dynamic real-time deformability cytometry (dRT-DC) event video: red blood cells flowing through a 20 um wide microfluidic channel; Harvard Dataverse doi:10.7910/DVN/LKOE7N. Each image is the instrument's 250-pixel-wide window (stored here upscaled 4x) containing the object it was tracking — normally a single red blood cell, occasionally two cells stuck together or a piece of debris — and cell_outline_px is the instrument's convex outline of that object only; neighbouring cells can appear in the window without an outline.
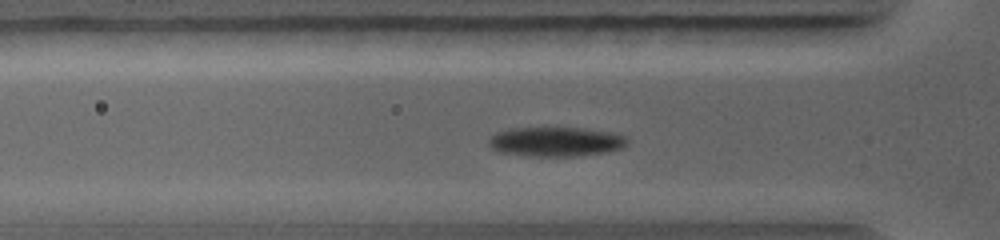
{"species": "common noctule bat (a hibernating species)", "species_latin": "Nyctalus noctula", "temperature_condition": "warm", "stored_images_in_passage": 27, "camera_frame_rate_fps": 5000, "um_per_image_px": 0.085, "animal": {"sex": "female", "body_mass_g": 19.0, "forearm_length_mm": 56.7}, "frame": {"image": 1, "passage_image": 7, "time_ms": 2.6, "image_size_px": [1000, 240], "cell_outline_px": [[628, 144], [624, 148], [604, 152], [580, 156], [528, 156], [496, 152], [488, 144], [488, 140], [496, 132], [508, 128], [584, 128], [608, 132], [624, 136], [628, 140]], "centroid_in_image_um": [47.21, 12.05], "position_along_channel_um": 78.6, "area_um2": 23.93}}
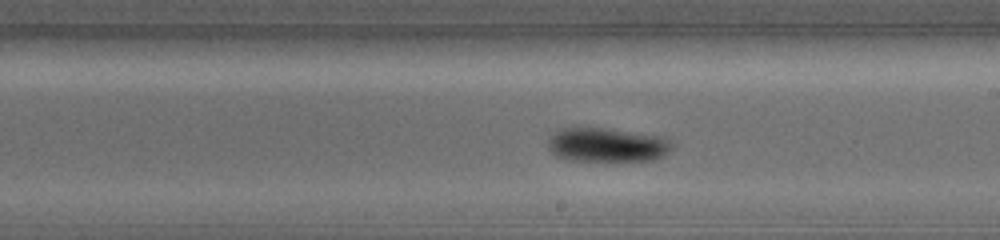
{"frame": {"image": 2, "passage_image": 16, "time_ms": 5.8, "image_size_px": [1000, 240], "cell_outline_px": [[676, 144], [664, 156], [656, 160], [568, 160], [556, 156], [548, 148], [548, 140], [560, 128], [604, 128], [668, 136]], "centroid_in_image_um": [51.7, 12.3], "position_along_channel_um": 237.3, "area_um2": 24.91}}
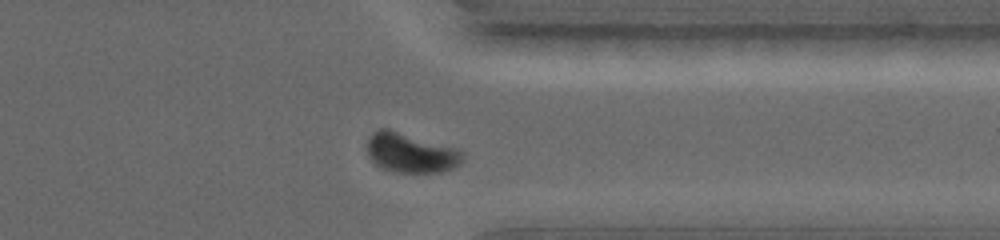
{"frame": {"image": 3, "passage_image": 24, "time_ms": 8.6, "image_size_px": [1000, 240], "cell_outline_px": [[464, 160], [460, 164], [452, 168], [440, 172], [400, 172], [384, 168], [376, 164], [368, 156], [368, 136], [372, 132], [380, 128], [388, 128], [456, 148], [464, 152]], "centroid_in_image_um": [34.93, 12.97], "position_along_channel_um": 376.5, "area_um2": 21.96}}